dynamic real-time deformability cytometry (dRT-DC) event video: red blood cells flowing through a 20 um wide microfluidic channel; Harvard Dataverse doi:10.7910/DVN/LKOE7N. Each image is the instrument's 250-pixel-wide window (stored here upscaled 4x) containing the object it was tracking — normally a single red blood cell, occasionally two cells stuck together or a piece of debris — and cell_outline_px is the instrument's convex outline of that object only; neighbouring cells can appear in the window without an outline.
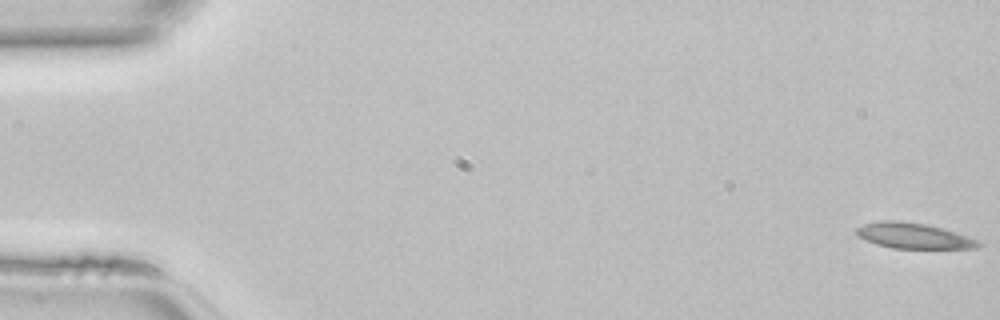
{"species": "common noctule bat (a hibernating species)", "species_latin": "Nyctalus noctula", "temperature_condition": "room temperature", "stored_images_in_passage": 46, "camera_frame_rate_fps": 3000, "um_per_image_px": 0.085, "animal": {"sex": "female", "body_mass_g": 22.7, "forearm_length_mm": 54.2}, "frame": {"image": 1, "passage_image": 1, "time_ms": 0.0, "image_size_px": [1000, 320], "cell_outline_px": [[984, 244], [976, 248], [892, 248], [876, 244], [856, 236], [856, 228], [864, 224], [880, 220], [896, 220], [924, 224], [944, 228], [968, 236]], "centroid_in_image_um": [77.64, 20.03], "position_along_channel_um": 7.4, "area_um2": 18.15}}
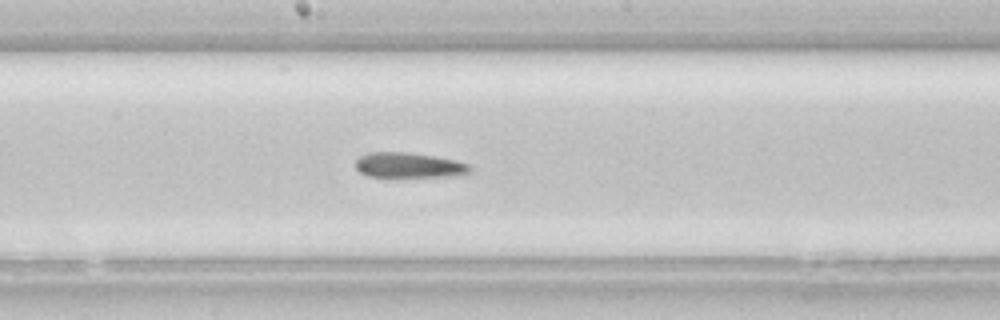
{"frame": {"image": 2, "passage_image": 25, "time_ms": 8.0, "image_size_px": [1000, 320], "cell_outline_px": [[472, 168], [468, 172], [460, 176], [368, 176], [360, 172], [356, 168], [356, 160], [360, 156], [368, 152], [408, 152], [456, 160], [468, 164]], "centroid_in_image_um": [34.75, 14.03], "position_along_channel_um": 213.4, "area_um2": 16.59}}
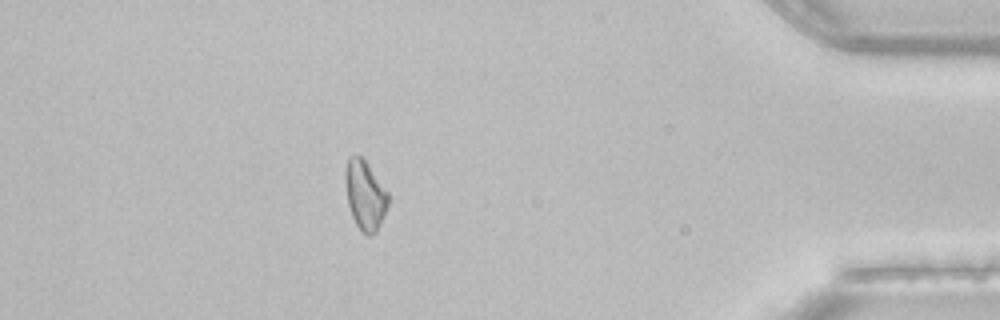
{"frame": {"image": 3, "passage_image": 41, "time_ms": 13.333, "image_size_px": [1000, 320], "cell_outline_px": [[388, 204], [376, 232], [372, 236], [368, 236], [356, 224], [352, 216], [348, 204], [344, 180], [344, 172], [348, 156], [360, 156], [368, 164], [388, 192]], "centroid_in_image_um": [31.0, 16.56], "position_along_channel_um": 404.2, "area_um2": 17.17}}